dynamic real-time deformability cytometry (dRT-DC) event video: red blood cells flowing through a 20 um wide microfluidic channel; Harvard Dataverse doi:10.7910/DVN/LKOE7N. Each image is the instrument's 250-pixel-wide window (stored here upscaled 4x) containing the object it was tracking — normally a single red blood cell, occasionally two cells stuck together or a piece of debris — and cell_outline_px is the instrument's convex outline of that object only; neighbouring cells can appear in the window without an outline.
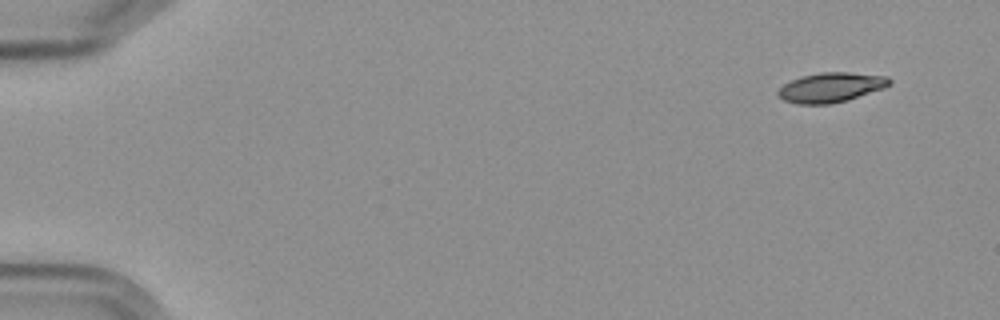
{"species": "Egyptian fruit bat (a non-hibernating species)", "species_latin": "Rousettus aegyptiacus", "temperature_condition": "cold", "stored_images_in_passage": 54, "camera_frame_rate_fps": 3000, "um_per_image_px": 0.085, "frame": {"image": 1, "passage_image": 1, "time_ms": 0.0, "image_size_px": [1000, 320], "cell_outline_px": [[892, 84], [884, 88], [848, 100], [828, 104], [796, 104], [784, 100], [776, 92], [784, 84], [800, 76], [820, 72], [848, 72], [888, 76], [892, 80]], "centroid_in_image_um": [70.66, 7.42], "position_along_channel_um": 14.3, "area_um2": 19.36}}
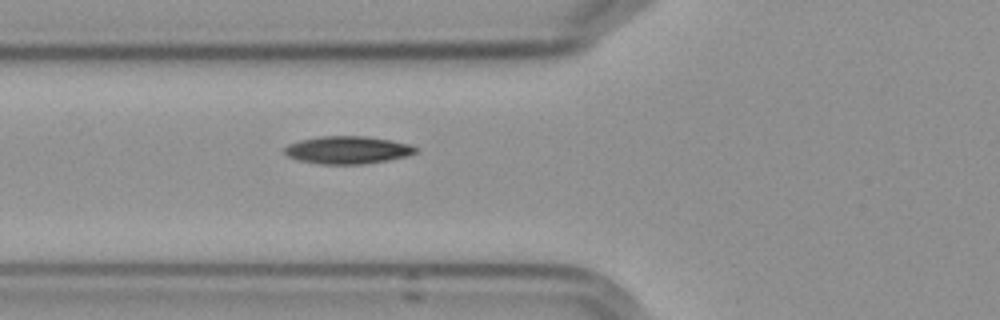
{"frame": {"image": 2, "passage_image": 19, "time_ms": 6.0, "image_size_px": [1000, 320], "cell_outline_px": [[416, 152], [404, 156], [364, 164], [320, 164], [296, 160], [288, 156], [284, 152], [284, 148], [288, 144], [300, 140], [320, 136], [368, 136], [392, 140], [408, 144], [416, 148]], "centroid_in_image_um": [29.48, 12.74], "position_along_channel_um": 96.3, "area_um2": 20.98}}
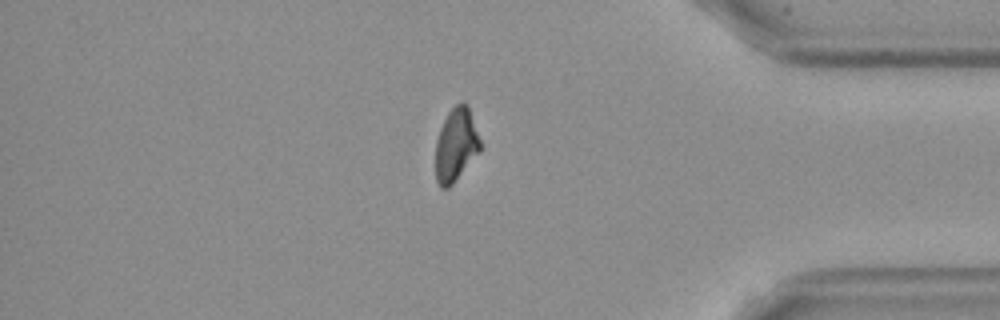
{"frame": {"image": 3, "passage_image": 46, "time_ms": 15.0, "image_size_px": [1000, 320], "cell_outline_px": [[480, 152], [452, 184], [448, 188], [440, 188], [436, 180], [436, 140], [440, 128], [448, 112], [460, 100], [468, 104], [480, 140]], "centroid_in_image_um": [38.75, 12.3], "position_along_channel_um": 396.4, "area_um2": 19.07}, "authors_computed_cell_mechanics": {"area_um2": 20.1433, "velocity_mm_per_s": 3.5839, "shape_relaxation_time_tau1_ms": 5.7682, "shape_relaxation_time_tau2_ms": 7.1511, "deformation_change_tau1": 0.1507, "deformation_change_tau2": 0.0998}}